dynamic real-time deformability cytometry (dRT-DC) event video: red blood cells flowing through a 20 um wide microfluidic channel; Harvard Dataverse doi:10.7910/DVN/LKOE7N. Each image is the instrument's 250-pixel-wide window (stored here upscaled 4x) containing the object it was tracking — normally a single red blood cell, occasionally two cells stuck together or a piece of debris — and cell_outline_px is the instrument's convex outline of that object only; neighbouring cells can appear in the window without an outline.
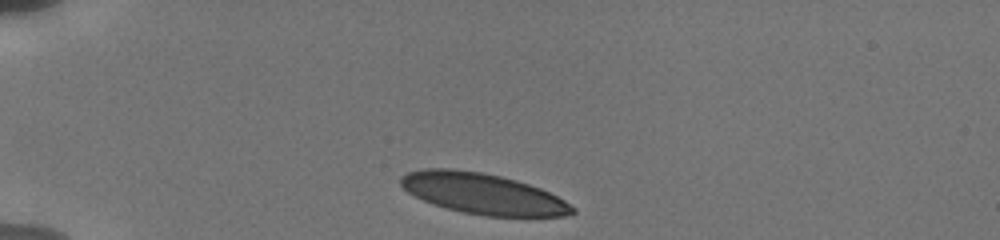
{"species": "human", "species_latin": "Homo sapiens", "temperature_condition": "cold", "stored_images_in_passage": 8, "camera_frame_rate_fps": 3000, "um_per_image_px": 0.085, "donor": {"sex": "male"}, "frame": {"image": 1, "passage_image": 1, "time_ms": 0.0, "image_size_px": [1000, 240], "cell_outline_px": [[576, 212], [564, 216], [484, 216], [464, 212], [432, 204], [408, 192], [400, 184], [400, 176], [408, 172], [424, 168], [452, 168], [480, 172], [500, 176], [516, 180], [540, 188], [564, 200], [576, 208]], "centroid_in_image_um": [41.03, 16.45], "position_along_channel_um": 44.0, "area_um2": 40.58}}
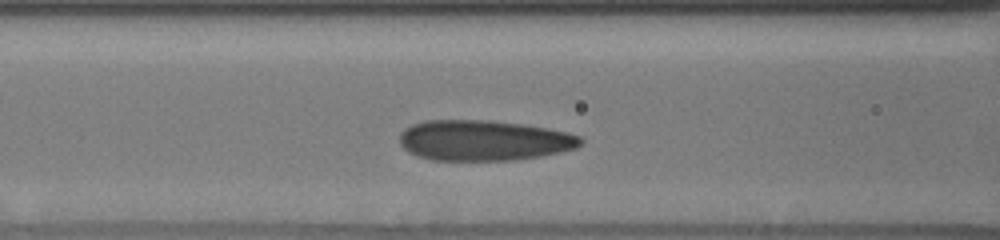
{"frame": {"image": 2, "passage_image": 6, "time_ms": 3.333, "image_size_px": [1000, 240], "cell_outline_px": [[584, 140], [576, 148], [560, 152], [540, 156], [516, 160], [432, 160], [408, 152], [400, 144], [400, 132], [404, 128], [412, 124], [424, 120], [488, 120], [524, 124], [548, 128], [568, 132], [580, 136]], "centroid_in_image_um": [41.12, 11.93], "position_along_channel_um": 125.5, "area_um2": 42.95}}
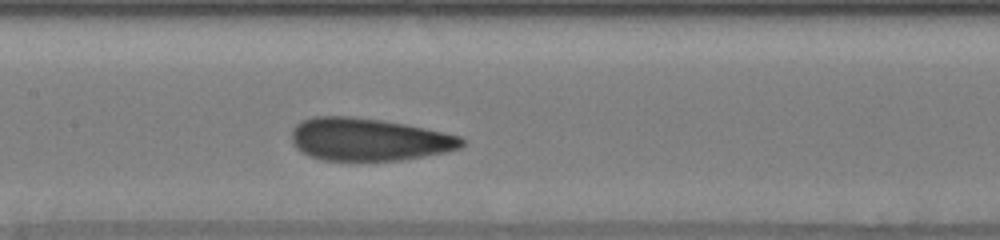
{"frame": {"image": 3, "passage_image": 8, "time_ms": 4.667, "image_size_px": [1000, 240], "cell_outline_px": [[464, 144], [460, 148], [444, 152], [400, 160], [324, 160], [312, 156], [296, 148], [292, 144], [292, 128], [296, 124], [312, 116], [352, 116], [380, 120], [404, 124], [444, 132], [460, 136], [464, 140]], "centroid_in_image_um": [31.32, 11.84], "position_along_channel_um": 176.1, "area_um2": 41.96}}